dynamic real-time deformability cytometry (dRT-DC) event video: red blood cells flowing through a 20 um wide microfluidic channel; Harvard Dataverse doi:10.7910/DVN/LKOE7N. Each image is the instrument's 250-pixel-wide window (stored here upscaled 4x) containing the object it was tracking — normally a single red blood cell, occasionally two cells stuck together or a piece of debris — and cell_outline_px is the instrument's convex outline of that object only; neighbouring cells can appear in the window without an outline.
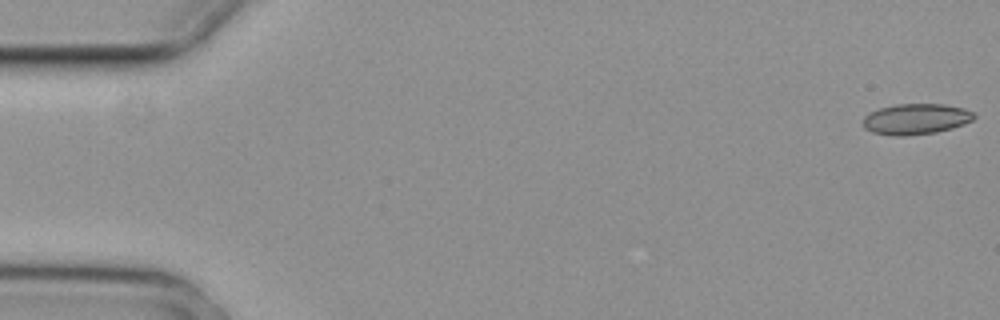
{"species": "common noctule bat (a hibernating species)", "species_latin": "Nyctalus noctula", "temperature_condition": "cold", "stored_images_in_passage": 5, "camera_frame_rate_fps": 3000, "um_per_image_px": 0.085, "animal": {"sex": "female", "body_mass_g": 29.2, "forearm_length_mm": 56.3}, "frame": {"image": 1, "passage_image": 1, "time_ms": 0.0, "image_size_px": [1000, 320], "cell_outline_px": [[976, 116], [972, 120], [964, 124], [952, 128], [936, 132], [904, 136], [892, 136], [872, 132], [864, 128], [864, 116], [880, 108], [896, 104], [944, 104], [964, 108], [972, 112]], "centroid_in_image_um": [77.86, 10.12], "position_along_channel_um": 7.1, "area_um2": 19.83}}
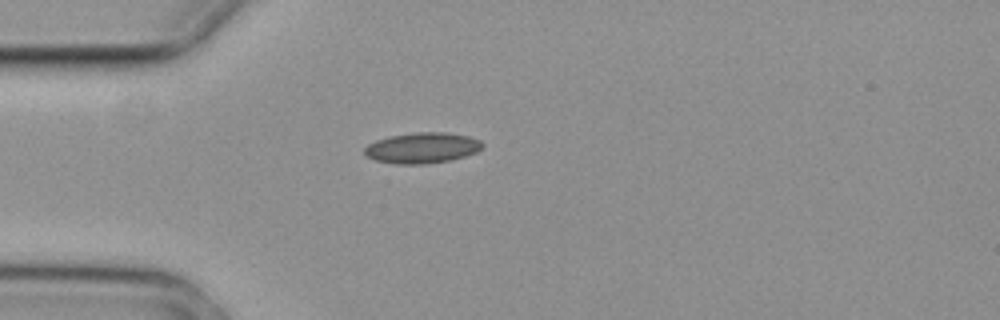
{"frame": {"image": 2, "passage_image": 5, "time_ms": 1.333, "image_size_px": [1000, 320], "cell_outline_px": [[484, 144], [476, 152], [452, 160], [424, 164], [396, 164], [376, 160], [364, 156], [364, 148], [368, 144], [376, 140], [392, 136], [416, 132], [444, 132], [468, 136], [480, 140]], "centroid_in_image_um": [35.87, 12.57], "position_along_channel_um": 49.1, "area_um2": 21.04}}